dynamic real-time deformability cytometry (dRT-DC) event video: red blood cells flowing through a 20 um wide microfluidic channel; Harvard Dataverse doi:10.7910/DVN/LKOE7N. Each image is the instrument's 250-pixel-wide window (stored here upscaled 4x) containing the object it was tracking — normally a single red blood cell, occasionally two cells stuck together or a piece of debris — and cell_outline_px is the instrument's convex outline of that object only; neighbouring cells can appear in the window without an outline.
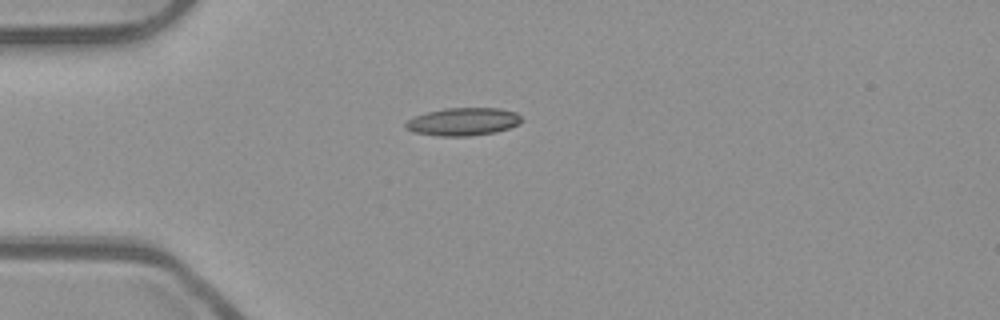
{"species": "common noctule bat (a hibernating species)", "species_latin": "Nyctalus noctula", "temperature_condition": "room temperature", "stored_images_in_passage": 40, "camera_frame_rate_fps": 3000, "um_per_image_px": 0.085, "animal": {"sex": "male", "body_mass_g": 23.1, "forearm_length_mm": 52.7}, "frame": {"image": 1, "passage_image": 1, "time_ms": 0.0, "image_size_px": [1000, 320], "cell_outline_px": [[524, 120], [520, 124], [496, 132], [468, 136], [440, 136], [416, 132], [404, 128], [404, 124], [408, 120], [416, 116], [428, 112], [444, 108], [500, 108], [516, 112]], "centroid_in_image_um": [39.4, 10.34], "position_along_channel_um": 45.6, "area_um2": 18.79}}
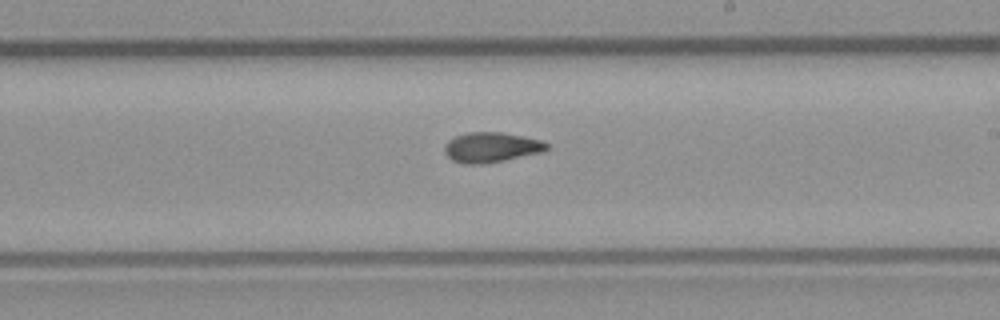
{"frame": {"image": 2, "passage_image": 18, "time_ms": 5.667, "image_size_px": [1000, 320], "cell_outline_px": [[548, 148], [544, 152], [504, 160], [480, 164], [464, 164], [452, 160], [444, 152], [444, 144], [448, 140], [456, 136], [468, 132], [500, 132], [524, 136], [540, 140], [548, 144]], "centroid_in_image_um": [41.74, 12.52], "position_along_channel_um": 247.3, "area_um2": 17.92}}
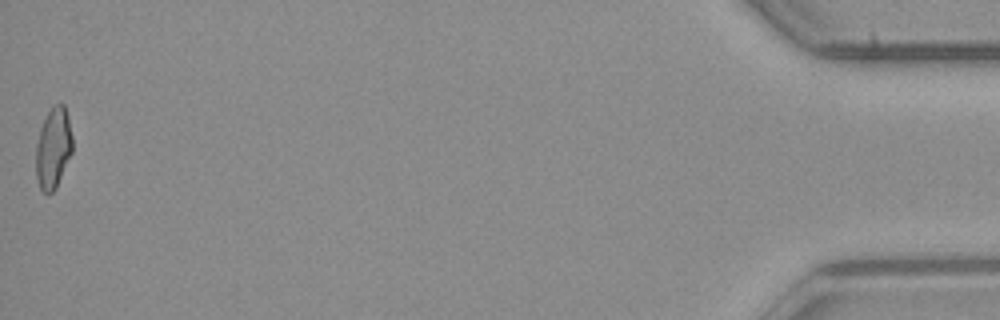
{"frame": {"image": 3, "passage_image": 40, "time_ms": 13.0, "image_size_px": [1000, 320], "cell_outline_px": [[72, 152], [56, 188], [48, 196], [40, 188], [36, 176], [36, 144], [40, 128], [52, 104], [64, 104], [68, 116], [72, 136]], "centroid_in_image_um": [4.52, 12.59], "position_along_channel_um": 430.7, "area_um2": 17.28}, "authors_computed_cell_mechanics": {"area_um2": 17.4556, "velocity_mm_per_s": 3.8974, "shape_relaxation_time_tau1_ms": null, "shape_relaxation_time_tau2_ms": 2.8679, "deformation_change_tau1": null, "deformation_change_tau2": 0.0931}}